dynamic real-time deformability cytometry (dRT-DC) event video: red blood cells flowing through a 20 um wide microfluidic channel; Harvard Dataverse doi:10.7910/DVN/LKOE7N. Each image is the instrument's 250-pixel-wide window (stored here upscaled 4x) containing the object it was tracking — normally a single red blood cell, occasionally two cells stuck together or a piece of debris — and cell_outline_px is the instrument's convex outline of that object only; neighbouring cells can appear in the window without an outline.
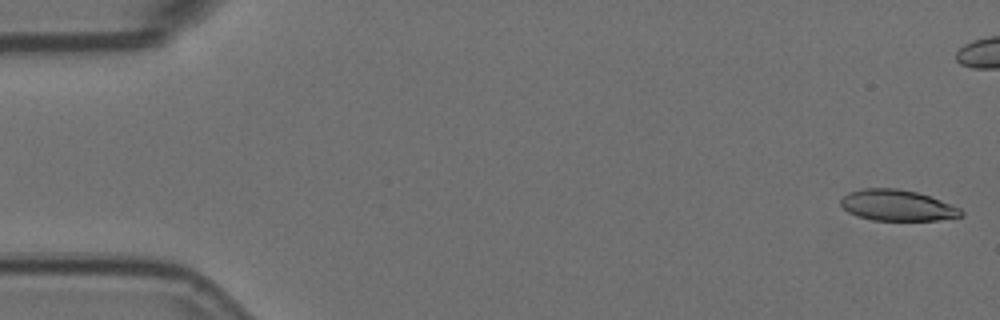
{"species": "Egyptian fruit bat (a non-hibernating species)", "species_latin": "Rousettus aegyptiacus", "temperature_condition": "room temperature", "stored_images_in_passage": 6, "camera_frame_rate_fps": 3000, "um_per_image_px": 0.085, "animal": {"sex": "female"}, "frame": {"image": 1, "passage_image": 1, "time_ms": 0.0, "image_size_px": [1000, 320], "cell_outline_px": [[964, 216], [936, 220], [872, 220], [856, 216], [848, 212], [840, 204], [840, 200], [848, 192], [864, 188], [896, 188], [916, 192], [940, 200], [960, 208], [964, 212]], "centroid_in_image_um": [76.25, 17.46], "position_along_channel_um": 8.8, "area_um2": 21.68}}
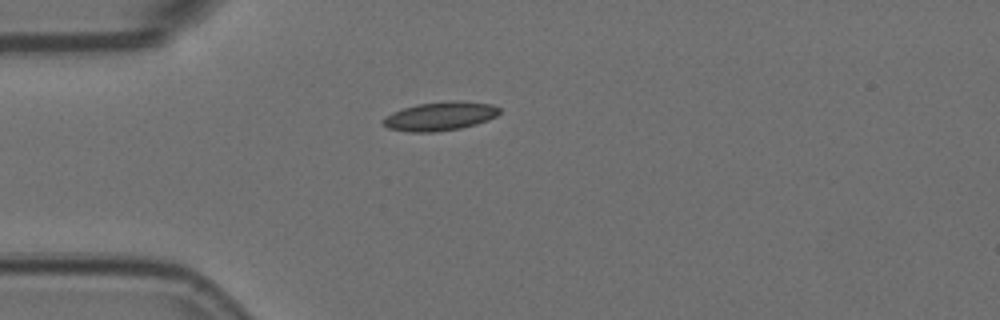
{"frame": {"image": 2, "passage_image": 5, "time_ms": 1.333, "image_size_px": [1000, 320], "cell_outline_px": [[500, 112], [496, 116], [488, 120], [476, 124], [460, 128], [436, 132], [412, 132], [388, 128], [380, 120], [384, 116], [392, 112], [404, 108], [420, 104], [448, 100], [456, 100], [492, 104], [500, 108]], "centroid_in_image_um": [37.41, 9.87], "position_along_channel_um": 47.6, "area_um2": 19.54}}